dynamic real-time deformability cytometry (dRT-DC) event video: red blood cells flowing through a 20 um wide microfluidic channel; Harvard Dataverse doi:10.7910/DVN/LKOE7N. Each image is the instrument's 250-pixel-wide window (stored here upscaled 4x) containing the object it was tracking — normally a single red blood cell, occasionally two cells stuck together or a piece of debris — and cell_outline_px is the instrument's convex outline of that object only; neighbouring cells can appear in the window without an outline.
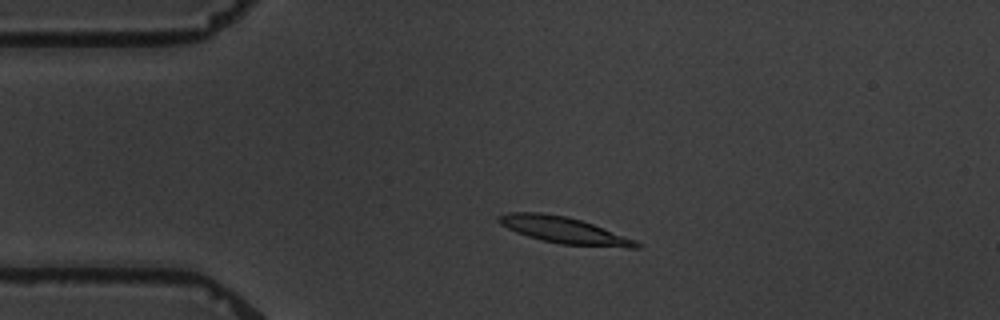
{"species": "common noctule bat (a hibernating species)", "species_latin": "Nyctalus noctula", "temperature_condition": "warm", "stored_images_in_passage": 4, "camera_frame_rate_fps": 3000, "um_per_image_px": 0.085, "animal": {"sex": "male", "body_mass_g": 19.5, "forearm_length_mm": 54.6}, "frame": {"image": 1, "passage_image": 3, "time_ms": 2.667, "image_size_px": [1000, 320], "cell_outline_px": [[640, 248], [628, 248], [560, 244], [540, 240], [516, 232], [500, 224], [496, 220], [496, 216], [508, 212], [540, 212], [564, 216], [580, 220], [592, 224], [636, 240], [640, 244]], "centroid_in_image_um": [47.9, 19.57], "position_along_channel_um": 37.1, "area_um2": 21.15}}